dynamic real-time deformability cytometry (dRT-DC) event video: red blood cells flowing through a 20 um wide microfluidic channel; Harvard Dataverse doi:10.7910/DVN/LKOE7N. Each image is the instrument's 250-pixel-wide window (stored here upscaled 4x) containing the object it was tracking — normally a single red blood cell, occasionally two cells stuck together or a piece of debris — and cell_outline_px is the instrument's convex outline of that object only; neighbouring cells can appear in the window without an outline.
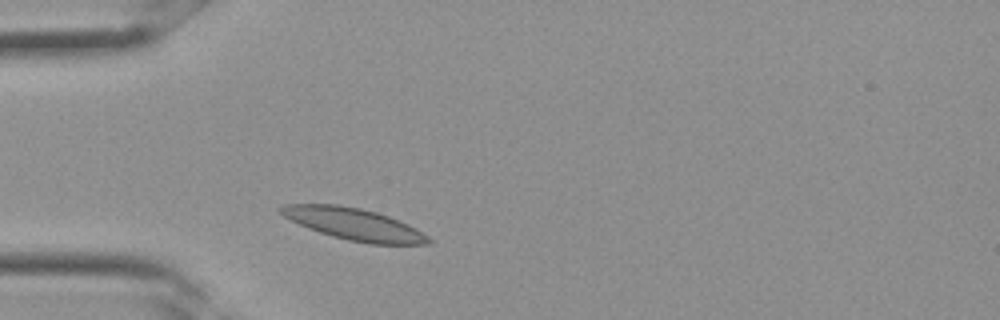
{"species": "Egyptian fruit bat (a non-hibernating species)", "species_latin": "Rousettus aegyptiacus", "temperature_condition": "room temperature", "stored_images_in_passage": 13, "camera_frame_rate_fps": 3000, "um_per_image_px": 0.085, "frame": {"image": 1, "passage_image": 2, "time_ms": 0.333, "image_size_px": [1000, 320], "cell_outline_px": [[432, 244], [372, 244], [348, 240], [332, 236], [308, 228], [284, 216], [276, 208], [284, 204], [336, 204], [360, 208], [376, 212], [388, 216], [408, 224], [416, 228], [428, 236], [432, 240]], "centroid_in_image_um": [30.1, 19.05], "position_along_channel_um": 54.9, "area_um2": 27.28}}
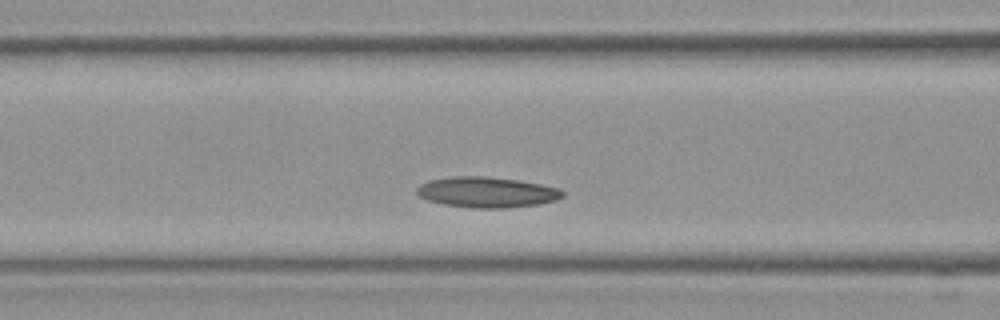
{"frame": {"image": 2, "passage_image": 6, "time_ms": 1.667, "image_size_px": [1000, 320], "cell_outline_px": [[564, 196], [556, 200], [540, 204], [504, 208], [476, 208], [444, 204], [428, 200], [420, 196], [416, 192], [416, 188], [420, 184], [428, 180], [452, 176], [488, 176], [520, 180], [560, 188], [564, 192]], "centroid_in_image_um": [41.4, 16.33], "position_along_channel_um": 125.2, "area_um2": 26.13}}
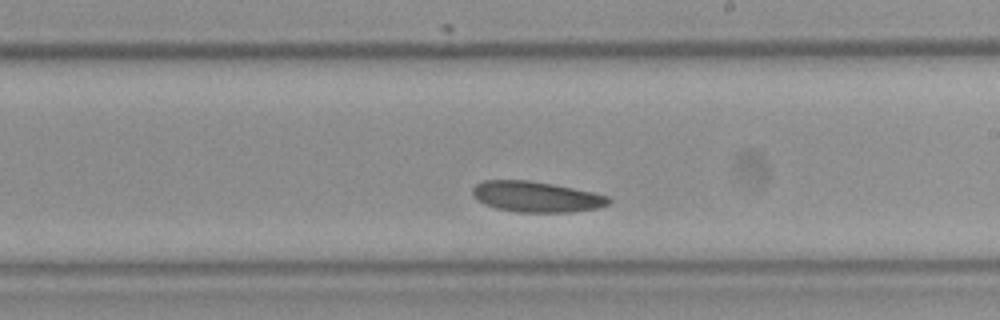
{"frame": {"image": 3, "passage_image": 12, "time_ms": 3.667, "image_size_px": [1000, 320], "cell_outline_px": [[612, 200], [608, 204], [600, 208], [572, 212], [516, 212], [496, 208], [484, 204], [476, 200], [472, 196], [472, 188], [476, 184], [484, 180], [528, 180], [552, 184], [592, 192], [608, 196]], "centroid_in_image_um": [45.56, 16.73], "position_along_channel_um": 243.4, "area_um2": 24.45}}